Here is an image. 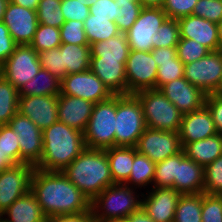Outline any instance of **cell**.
I'll list each match as a JSON object with an SVG mask.
<instances>
[{
    "label": "cell",
    "mask_w": 222,
    "mask_h": 222,
    "mask_svg": "<svg viewBox=\"0 0 222 222\" xmlns=\"http://www.w3.org/2000/svg\"><path fill=\"white\" fill-rule=\"evenodd\" d=\"M30 191L47 218L91 213V202L62 172L35 168Z\"/></svg>",
    "instance_id": "1"
},
{
    "label": "cell",
    "mask_w": 222,
    "mask_h": 222,
    "mask_svg": "<svg viewBox=\"0 0 222 222\" xmlns=\"http://www.w3.org/2000/svg\"><path fill=\"white\" fill-rule=\"evenodd\" d=\"M43 150L35 168L46 172H62L86 148L83 132L57 121L42 131Z\"/></svg>",
    "instance_id": "2"
},
{
    "label": "cell",
    "mask_w": 222,
    "mask_h": 222,
    "mask_svg": "<svg viewBox=\"0 0 222 222\" xmlns=\"http://www.w3.org/2000/svg\"><path fill=\"white\" fill-rule=\"evenodd\" d=\"M62 173L90 202L114 184L106 151L102 149L86 147Z\"/></svg>",
    "instance_id": "3"
},
{
    "label": "cell",
    "mask_w": 222,
    "mask_h": 222,
    "mask_svg": "<svg viewBox=\"0 0 222 222\" xmlns=\"http://www.w3.org/2000/svg\"><path fill=\"white\" fill-rule=\"evenodd\" d=\"M133 190L134 188L120 183L105 188L91 201L94 222L127 219L132 213L140 210L142 200Z\"/></svg>",
    "instance_id": "4"
},
{
    "label": "cell",
    "mask_w": 222,
    "mask_h": 222,
    "mask_svg": "<svg viewBox=\"0 0 222 222\" xmlns=\"http://www.w3.org/2000/svg\"><path fill=\"white\" fill-rule=\"evenodd\" d=\"M146 128L138 97L135 94L116 95L115 146L136 147Z\"/></svg>",
    "instance_id": "5"
},
{
    "label": "cell",
    "mask_w": 222,
    "mask_h": 222,
    "mask_svg": "<svg viewBox=\"0 0 222 222\" xmlns=\"http://www.w3.org/2000/svg\"><path fill=\"white\" fill-rule=\"evenodd\" d=\"M135 95L141 102L147 128L179 132L183 114L159 89L142 90Z\"/></svg>",
    "instance_id": "6"
},
{
    "label": "cell",
    "mask_w": 222,
    "mask_h": 222,
    "mask_svg": "<svg viewBox=\"0 0 222 222\" xmlns=\"http://www.w3.org/2000/svg\"><path fill=\"white\" fill-rule=\"evenodd\" d=\"M116 95L94 104L92 115L83 132L85 146L108 149L115 146Z\"/></svg>",
    "instance_id": "7"
},
{
    "label": "cell",
    "mask_w": 222,
    "mask_h": 222,
    "mask_svg": "<svg viewBox=\"0 0 222 222\" xmlns=\"http://www.w3.org/2000/svg\"><path fill=\"white\" fill-rule=\"evenodd\" d=\"M184 77L204 93H215L222 79V50L184 65Z\"/></svg>",
    "instance_id": "8"
},
{
    "label": "cell",
    "mask_w": 222,
    "mask_h": 222,
    "mask_svg": "<svg viewBox=\"0 0 222 222\" xmlns=\"http://www.w3.org/2000/svg\"><path fill=\"white\" fill-rule=\"evenodd\" d=\"M41 69L38 52L30 45H17L15 51L0 67V74L17 90Z\"/></svg>",
    "instance_id": "9"
},
{
    "label": "cell",
    "mask_w": 222,
    "mask_h": 222,
    "mask_svg": "<svg viewBox=\"0 0 222 222\" xmlns=\"http://www.w3.org/2000/svg\"><path fill=\"white\" fill-rule=\"evenodd\" d=\"M157 64L151 51L131 50L125 65L127 94L156 89Z\"/></svg>",
    "instance_id": "10"
},
{
    "label": "cell",
    "mask_w": 222,
    "mask_h": 222,
    "mask_svg": "<svg viewBox=\"0 0 222 222\" xmlns=\"http://www.w3.org/2000/svg\"><path fill=\"white\" fill-rule=\"evenodd\" d=\"M8 125L18 134L20 164H32L36 166L42 156L43 133L28 117L17 112Z\"/></svg>",
    "instance_id": "11"
},
{
    "label": "cell",
    "mask_w": 222,
    "mask_h": 222,
    "mask_svg": "<svg viewBox=\"0 0 222 222\" xmlns=\"http://www.w3.org/2000/svg\"><path fill=\"white\" fill-rule=\"evenodd\" d=\"M167 18L161 7H143L135 23L125 33L130 49L151 51L152 37Z\"/></svg>",
    "instance_id": "12"
},
{
    "label": "cell",
    "mask_w": 222,
    "mask_h": 222,
    "mask_svg": "<svg viewBox=\"0 0 222 222\" xmlns=\"http://www.w3.org/2000/svg\"><path fill=\"white\" fill-rule=\"evenodd\" d=\"M61 94L76 96L94 104L114 95L90 69L64 77L61 80Z\"/></svg>",
    "instance_id": "13"
},
{
    "label": "cell",
    "mask_w": 222,
    "mask_h": 222,
    "mask_svg": "<svg viewBox=\"0 0 222 222\" xmlns=\"http://www.w3.org/2000/svg\"><path fill=\"white\" fill-rule=\"evenodd\" d=\"M136 149L158 163L183 150L179 132L146 128L139 137Z\"/></svg>",
    "instance_id": "14"
},
{
    "label": "cell",
    "mask_w": 222,
    "mask_h": 222,
    "mask_svg": "<svg viewBox=\"0 0 222 222\" xmlns=\"http://www.w3.org/2000/svg\"><path fill=\"white\" fill-rule=\"evenodd\" d=\"M35 166L17 164L0 173V216L17 199L28 193Z\"/></svg>",
    "instance_id": "15"
},
{
    "label": "cell",
    "mask_w": 222,
    "mask_h": 222,
    "mask_svg": "<svg viewBox=\"0 0 222 222\" xmlns=\"http://www.w3.org/2000/svg\"><path fill=\"white\" fill-rule=\"evenodd\" d=\"M2 22L18 45H29L38 27L37 12L9 2Z\"/></svg>",
    "instance_id": "16"
},
{
    "label": "cell",
    "mask_w": 222,
    "mask_h": 222,
    "mask_svg": "<svg viewBox=\"0 0 222 222\" xmlns=\"http://www.w3.org/2000/svg\"><path fill=\"white\" fill-rule=\"evenodd\" d=\"M18 112L44 131L58 121V95L19 96Z\"/></svg>",
    "instance_id": "17"
},
{
    "label": "cell",
    "mask_w": 222,
    "mask_h": 222,
    "mask_svg": "<svg viewBox=\"0 0 222 222\" xmlns=\"http://www.w3.org/2000/svg\"><path fill=\"white\" fill-rule=\"evenodd\" d=\"M161 91L184 115L205 105L206 93L185 78L175 79L160 86Z\"/></svg>",
    "instance_id": "18"
},
{
    "label": "cell",
    "mask_w": 222,
    "mask_h": 222,
    "mask_svg": "<svg viewBox=\"0 0 222 222\" xmlns=\"http://www.w3.org/2000/svg\"><path fill=\"white\" fill-rule=\"evenodd\" d=\"M146 195V197H145ZM143 197L141 208L154 222H173L177 202L181 196L174 188H151Z\"/></svg>",
    "instance_id": "19"
},
{
    "label": "cell",
    "mask_w": 222,
    "mask_h": 222,
    "mask_svg": "<svg viewBox=\"0 0 222 222\" xmlns=\"http://www.w3.org/2000/svg\"><path fill=\"white\" fill-rule=\"evenodd\" d=\"M178 23L180 38L193 39L210 52L222 50L217 23L195 15L180 18Z\"/></svg>",
    "instance_id": "20"
},
{
    "label": "cell",
    "mask_w": 222,
    "mask_h": 222,
    "mask_svg": "<svg viewBox=\"0 0 222 222\" xmlns=\"http://www.w3.org/2000/svg\"><path fill=\"white\" fill-rule=\"evenodd\" d=\"M217 134L210 110L204 105L199 110L182 116L179 130L180 141L184 148L188 143L203 140Z\"/></svg>",
    "instance_id": "21"
},
{
    "label": "cell",
    "mask_w": 222,
    "mask_h": 222,
    "mask_svg": "<svg viewBox=\"0 0 222 222\" xmlns=\"http://www.w3.org/2000/svg\"><path fill=\"white\" fill-rule=\"evenodd\" d=\"M174 189L181 195L204 192V167L188 158L184 150L177 153Z\"/></svg>",
    "instance_id": "22"
},
{
    "label": "cell",
    "mask_w": 222,
    "mask_h": 222,
    "mask_svg": "<svg viewBox=\"0 0 222 222\" xmlns=\"http://www.w3.org/2000/svg\"><path fill=\"white\" fill-rule=\"evenodd\" d=\"M94 103L76 96L58 95V121L84 132L92 115Z\"/></svg>",
    "instance_id": "23"
},
{
    "label": "cell",
    "mask_w": 222,
    "mask_h": 222,
    "mask_svg": "<svg viewBox=\"0 0 222 222\" xmlns=\"http://www.w3.org/2000/svg\"><path fill=\"white\" fill-rule=\"evenodd\" d=\"M126 62L90 58V70L114 95L127 94Z\"/></svg>",
    "instance_id": "24"
},
{
    "label": "cell",
    "mask_w": 222,
    "mask_h": 222,
    "mask_svg": "<svg viewBox=\"0 0 222 222\" xmlns=\"http://www.w3.org/2000/svg\"><path fill=\"white\" fill-rule=\"evenodd\" d=\"M1 216L5 217L7 222H46L47 220L31 191L14 201Z\"/></svg>",
    "instance_id": "25"
},
{
    "label": "cell",
    "mask_w": 222,
    "mask_h": 222,
    "mask_svg": "<svg viewBox=\"0 0 222 222\" xmlns=\"http://www.w3.org/2000/svg\"><path fill=\"white\" fill-rule=\"evenodd\" d=\"M183 150L188 158L205 167L222 155V135L188 143Z\"/></svg>",
    "instance_id": "26"
},
{
    "label": "cell",
    "mask_w": 222,
    "mask_h": 222,
    "mask_svg": "<svg viewBox=\"0 0 222 222\" xmlns=\"http://www.w3.org/2000/svg\"><path fill=\"white\" fill-rule=\"evenodd\" d=\"M114 183L124 184L131 174L135 147L114 146L105 149Z\"/></svg>",
    "instance_id": "27"
},
{
    "label": "cell",
    "mask_w": 222,
    "mask_h": 222,
    "mask_svg": "<svg viewBox=\"0 0 222 222\" xmlns=\"http://www.w3.org/2000/svg\"><path fill=\"white\" fill-rule=\"evenodd\" d=\"M130 47L125 33L109 38L105 41L90 45V58H102L110 61H127Z\"/></svg>",
    "instance_id": "28"
},
{
    "label": "cell",
    "mask_w": 222,
    "mask_h": 222,
    "mask_svg": "<svg viewBox=\"0 0 222 222\" xmlns=\"http://www.w3.org/2000/svg\"><path fill=\"white\" fill-rule=\"evenodd\" d=\"M19 96H47L61 93V80L41 68L39 72L18 90Z\"/></svg>",
    "instance_id": "29"
},
{
    "label": "cell",
    "mask_w": 222,
    "mask_h": 222,
    "mask_svg": "<svg viewBox=\"0 0 222 222\" xmlns=\"http://www.w3.org/2000/svg\"><path fill=\"white\" fill-rule=\"evenodd\" d=\"M62 52L65 77L72 73H81L90 69V45L64 44L60 46Z\"/></svg>",
    "instance_id": "30"
},
{
    "label": "cell",
    "mask_w": 222,
    "mask_h": 222,
    "mask_svg": "<svg viewBox=\"0 0 222 222\" xmlns=\"http://www.w3.org/2000/svg\"><path fill=\"white\" fill-rule=\"evenodd\" d=\"M155 168L156 163L144 154L139 153L135 147V157L131 174L124 184L130 185L132 188L135 187V190L137 187H144L145 189V186H150L149 183L153 185Z\"/></svg>",
    "instance_id": "31"
},
{
    "label": "cell",
    "mask_w": 222,
    "mask_h": 222,
    "mask_svg": "<svg viewBox=\"0 0 222 222\" xmlns=\"http://www.w3.org/2000/svg\"><path fill=\"white\" fill-rule=\"evenodd\" d=\"M84 30L89 45L105 41L121 33L115 22L91 14L84 21Z\"/></svg>",
    "instance_id": "32"
},
{
    "label": "cell",
    "mask_w": 222,
    "mask_h": 222,
    "mask_svg": "<svg viewBox=\"0 0 222 222\" xmlns=\"http://www.w3.org/2000/svg\"><path fill=\"white\" fill-rule=\"evenodd\" d=\"M203 193L181 195L173 222H202Z\"/></svg>",
    "instance_id": "33"
},
{
    "label": "cell",
    "mask_w": 222,
    "mask_h": 222,
    "mask_svg": "<svg viewBox=\"0 0 222 222\" xmlns=\"http://www.w3.org/2000/svg\"><path fill=\"white\" fill-rule=\"evenodd\" d=\"M18 90L0 74V125L8 124L17 114Z\"/></svg>",
    "instance_id": "34"
},
{
    "label": "cell",
    "mask_w": 222,
    "mask_h": 222,
    "mask_svg": "<svg viewBox=\"0 0 222 222\" xmlns=\"http://www.w3.org/2000/svg\"><path fill=\"white\" fill-rule=\"evenodd\" d=\"M179 41V23L172 18H167L152 37L153 48L176 47Z\"/></svg>",
    "instance_id": "35"
},
{
    "label": "cell",
    "mask_w": 222,
    "mask_h": 222,
    "mask_svg": "<svg viewBox=\"0 0 222 222\" xmlns=\"http://www.w3.org/2000/svg\"><path fill=\"white\" fill-rule=\"evenodd\" d=\"M36 12L40 24L60 28L65 22L61 0H40Z\"/></svg>",
    "instance_id": "36"
},
{
    "label": "cell",
    "mask_w": 222,
    "mask_h": 222,
    "mask_svg": "<svg viewBox=\"0 0 222 222\" xmlns=\"http://www.w3.org/2000/svg\"><path fill=\"white\" fill-rule=\"evenodd\" d=\"M60 28L38 24L32 42L29 44L36 52H43L61 45Z\"/></svg>",
    "instance_id": "37"
},
{
    "label": "cell",
    "mask_w": 222,
    "mask_h": 222,
    "mask_svg": "<svg viewBox=\"0 0 222 222\" xmlns=\"http://www.w3.org/2000/svg\"><path fill=\"white\" fill-rule=\"evenodd\" d=\"M177 171V154L156 163L153 179L154 188H174Z\"/></svg>",
    "instance_id": "38"
},
{
    "label": "cell",
    "mask_w": 222,
    "mask_h": 222,
    "mask_svg": "<svg viewBox=\"0 0 222 222\" xmlns=\"http://www.w3.org/2000/svg\"><path fill=\"white\" fill-rule=\"evenodd\" d=\"M204 193L222 195V155L204 167Z\"/></svg>",
    "instance_id": "39"
},
{
    "label": "cell",
    "mask_w": 222,
    "mask_h": 222,
    "mask_svg": "<svg viewBox=\"0 0 222 222\" xmlns=\"http://www.w3.org/2000/svg\"><path fill=\"white\" fill-rule=\"evenodd\" d=\"M177 57L185 65L190 62L201 59L206 56L210 51L201 43L193 39L180 38L176 46Z\"/></svg>",
    "instance_id": "40"
},
{
    "label": "cell",
    "mask_w": 222,
    "mask_h": 222,
    "mask_svg": "<svg viewBox=\"0 0 222 222\" xmlns=\"http://www.w3.org/2000/svg\"><path fill=\"white\" fill-rule=\"evenodd\" d=\"M156 64L158 66L156 89L168 82L184 77V64L178 57L171 59V61L156 62Z\"/></svg>",
    "instance_id": "41"
},
{
    "label": "cell",
    "mask_w": 222,
    "mask_h": 222,
    "mask_svg": "<svg viewBox=\"0 0 222 222\" xmlns=\"http://www.w3.org/2000/svg\"><path fill=\"white\" fill-rule=\"evenodd\" d=\"M60 37L64 44L89 45L82 21H65L60 27Z\"/></svg>",
    "instance_id": "42"
},
{
    "label": "cell",
    "mask_w": 222,
    "mask_h": 222,
    "mask_svg": "<svg viewBox=\"0 0 222 222\" xmlns=\"http://www.w3.org/2000/svg\"><path fill=\"white\" fill-rule=\"evenodd\" d=\"M41 68L46 69L60 80L65 77V67H63L62 52L60 47L38 52Z\"/></svg>",
    "instance_id": "43"
},
{
    "label": "cell",
    "mask_w": 222,
    "mask_h": 222,
    "mask_svg": "<svg viewBox=\"0 0 222 222\" xmlns=\"http://www.w3.org/2000/svg\"><path fill=\"white\" fill-rule=\"evenodd\" d=\"M17 133L8 124L0 125V147L16 165L20 164L19 141Z\"/></svg>",
    "instance_id": "44"
},
{
    "label": "cell",
    "mask_w": 222,
    "mask_h": 222,
    "mask_svg": "<svg viewBox=\"0 0 222 222\" xmlns=\"http://www.w3.org/2000/svg\"><path fill=\"white\" fill-rule=\"evenodd\" d=\"M202 222H222V195H208L203 192Z\"/></svg>",
    "instance_id": "45"
},
{
    "label": "cell",
    "mask_w": 222,
    "mask_h": 222,
    "mask_svg": "<svg viewBox=\"0 0 222 222\" xmlns=\"http://www.w3.org/2000/svg\"><path fill=\"white\" fill-rule=\"evenodd\" d=\"M193 15L218 24L222 20V0H198Z\"/></svg>",
    "instance_id": "46"
},
{
    "label": "cell",
    "mask_w": 222,
    "mask_h": 222,
    "mask_svg": "<svg viewBox=\"0 0 222 222\" xmlns=\"http://www.w3.org/2000/svg\"><path fill=\"white\" fill-rule=\"evenodd\" d=\"M143 5L140 2H129L120 6L119 17L116 18L115 23L121 33H126L137 20Z\"/></svg>",
    "instance_id": "47"
},
{
    "label": "cell",
    "mask_w": 222,
    "mask_h": 222,
    "mask_svg": "<svg viewBox=\"0 0 222 222\" xmlns=\"http://www.w3.org/2000/svg\"><path fill=\"white\" fill-rule=\"evenodd\" d=\"M198 0H165L162 6L168 18L180 19L193 15L194 6Z\"/></svg>",
    "instance_id": "48"
},
{
    "label": "cell",
    "mask_w": 222,
    "mask_h": 222,
    "mask_svg": "<svg viewBox=\"0 0 222 222\" xmlns=\"http://www.w3.org/2000/svg\"><path fill=\"white\" fill-rule=\"evenodd\" d=\"M61 10L65 21L77 20L84 22L89 16V6L78 0H61Z\"/></svg>",
    "instance_id": "49"
},
{
    "label": "cell",
    "mask_w": 222,
    "mask_h": 222,
    "mask_svg": "<svg viewBox=\"0 0 222 222\" xmlns=\"http://www.w3.org/2000/svg\"><path fill=\"white\" fill-rule=\"evenodd\" d=\"M89 13L115 22L120 14V5L113 0H97L93 5L89 6Z\"/></svg>",
    "instance_id": "50"
},
{
    "label": "cell",
    "mask_w": 222,
    "mask_h": 222,
    "mask_svg": "<svg viewBox=\"0 0 222 222\" xmlns=\"http://www.w3.org/2000/svg\"><path fill=\"white\" fill-rule=\"evenodd\" d=\"M17 45L18 44L11 37L8 27L0 21V67L15 51Z\"/></svg>",
    "instance_id": "51"
},
{
    "label": "cell",
    "mask_w": 222,
    "mask_h": 222,
    "mask_svg": "<svg viewBox=\"0 0 222 222\" xmlns=\"http://www.w3.org/2000/svg\"><path fill=\"white\" fill-rule=\"evenodd\" d=\"M205 106L210 110L217 133L222 135V97L214 93L206 95Z\"/></svg>",
    "instance_id": "52"
},
{
    "label": "cell",
    "mask_w": 222,
    "mask_h": 222,
    "mask_svg": "<svg viewBox=\"0 0 222 222\" xmlns=\"http://www.w3.org/2000/svg\"><path fill=\"white\" fill-rule=\"evenodd\" d=\"M155 62H166L177 57L176 47L153 48L151 50Z\"/></svg>",
    "instance_id": "53"
},
{
    "label": "cell",
    "mask_w": 222,
    "mask_h": 222,
    "mask_svg": "<svg viewBox=\"0 0 222 222\" xmlns=\"http://www.w3.org/2000/svg\"><path fill=\"white\" fill-rule=\"evenodd\" d=\"M46 222H94L91 213L61 215L47 218Z\"/></svg>",
    "instance_id": "54"
},
{
    "label": "cell",
    "mask_w": 222,
    "mask_h": 222,
    "mask_svg": "<svg viewBox=\"0 0 222 222\" xmlns=\"http://www.w3.org/2000/svg\"><path fill=\"white\" fill-rule=\"evenodd\" d=\"M111 222H154L147 213L141 208L132 213L127 219L113 220Z\"/></svg>",
    "instance_id": "55"
},
{
    "label": "cell",
    "mask_w": 222,
    "mask_h": 222,
    "mask_svg": "<svg viewBox=\"0 0 222 222\" xmlns=\"http://www.w3.org/2000/svg\"><path fill=\"white\" fill-rule=\"evenodd\" d=\"M15 165L16 164L8 156H6V153L0 147V173Z\"/></svg>",
    "instance_id": "56"
},
{
    "label": "cell",
    "mask_w": 222,
    "mask_h": 222,
    "mask_svg": "<svg viewBox=\"0 0 222 222\" xmlns=\"http://www.w3.org/2000/svg\"><path fill=\"white\" fill-rule=\"evenodd\" d=\"M11 3L36 11L40 0H10Z\"/></svg>",
    "instance_id": "57"
},
{
    "label": "cell",
    "mask_w": 222,
    "mask_h": 222,
    "mask_svg": "<svg viewBox=\"0 0 222 222\" xmlns=\"http://www.w3.org/2000/svg\"><path fill=\"white\" fill-rule=\"evenodd\" d=\"M165 0H139L143 7H161Z\"/></svg>",
    "instance_id": "58"
},
{
    "label": "cell",
    "mask_w": 222,
    "mask_h": 222,
    "mask_svg": "<svg viewBox=\"0 0 222 222\" xmlns=\"http://www.w3.org/2000/svg\"><path fill=\"white\" fill-rule=\"evenodd\" d=\"M9 2H10V0H0V21L3 20L5 10L9 4Z\"/></svg>",
    "instance_id": "59"
},
{
    "label": "cell",
    "mask_w": 222,
    "mask_h": 222,
    "mask_svg": "<svg viewBox=\"0 0 222 222\" xmlns=\"http://www.w3.org/2000/svg\"><path fill=\"white\" fill-rule=\"evenodd\" d=\"M115 2H117L120 6H122L123 4H129V2H139V0H113Z\"/></svg>",
    "instance_id": "60"
},
{
    "label": "cell",
    "mask_w": 222,
    "mask_h": 222,
    "mask_svg": "<svg viewBox=\"0 0 222 222\" xmlns=\"http://www.w3.org/2000/svg\"><path fill=\"white\" fill-rule=\"evenodd\" d=\"M78 1L82 2L83 5L91 6V5H93L97 0H78Z\"/></svg>",
    "instance_id": "61"
},
{
    "label": "cell",
    "mask_w": 222,
    "mask_h": 222,
    "mask_svg": "<svg viewBox=\"0 0 222 222\" xmlns=\"http://www.w3.org/2000/svg\"><path fill=\"white\" fill-rule=\"evenodd\" d=\"M218 29H219L220 44L222 49V20L218 23Z\"/></svg>",
    "instance_id": "62"
},
{
    "label": "cell",
    "mask_w": 222,
    "mask_h": 222,
    "mask_svg": "<svg viewBox=\"0 0 222 222\" xmlns=\"http://www.w3.org/2000/svg\"><path fill=\"white\" fill-rule=\"evenodd\" d=\"M214 94L222 97V79H221L219 87L217 88V90H216V92Z\"/></svg>",
    "instance_id": "63"
},
{
    "label": "cell",
    "mask_w": 222,
    "mask_h": 222,
    "mask_svg": "<svg viewBox=\"0 0 222 222\" xmlns=\"http://www.w3.org/2000/svg\"><path fill=\"white\" fill-rule=\"evenodd\" d=\"M0 222H7L4 217L0 216Z\"/></svg>",
    "instance_id": "64"
}]
</instances>
